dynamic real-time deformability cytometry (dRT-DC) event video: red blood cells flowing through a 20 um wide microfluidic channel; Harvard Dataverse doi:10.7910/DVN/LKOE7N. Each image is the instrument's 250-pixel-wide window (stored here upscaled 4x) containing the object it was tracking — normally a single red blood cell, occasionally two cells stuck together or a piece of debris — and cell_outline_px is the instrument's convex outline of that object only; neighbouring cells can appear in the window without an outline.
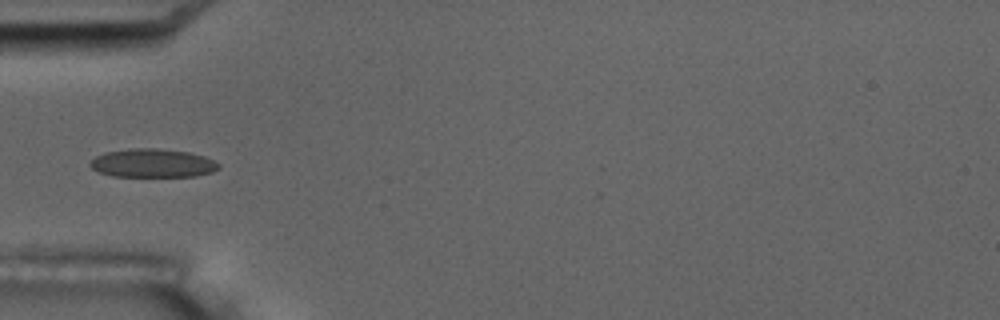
{"species": "common noctule bat (a hibernating species)", "species_latin": "Nyctalus noctula", "temperature_condition": "room temperature", "stored_images_in_passage": 17, "camera_frame_rate_fps": 3000, "um_per_image_px": 0.085, "animal": {"sex": "male", "body_mass_g": 17.5, "forearm_length_mm": 52.3}, "frame": {"image": 1, "passage_image": 6, "time_ms": 5.333, "image_size_px": [1000, 320], "cell_outline_px": [[220, 168], [212, 172], [196, 176], [112, 176], [100, 172], [92, 168], [88, 164], [96, 156], [104, 152], [132, 148], [156, 148], [188, 152], [204, 156], [220, 164]], "centroid_in_image_um": [12.97, 13.86], "position_along_channel_um": 72.0, "area_um2": 21.33}, "authors_computed_cell_mechanics": {"area_um2": 21.1548, "velocity_mm_per_s": 3.4892, "shape_relaxation_time_tau1_ms": 3.5673, "shape_relaxation_time_tau2_ms": 3.8213, "deformation_change_tau1": 0.0997, "deformation_change_tau2": 0.0745}}